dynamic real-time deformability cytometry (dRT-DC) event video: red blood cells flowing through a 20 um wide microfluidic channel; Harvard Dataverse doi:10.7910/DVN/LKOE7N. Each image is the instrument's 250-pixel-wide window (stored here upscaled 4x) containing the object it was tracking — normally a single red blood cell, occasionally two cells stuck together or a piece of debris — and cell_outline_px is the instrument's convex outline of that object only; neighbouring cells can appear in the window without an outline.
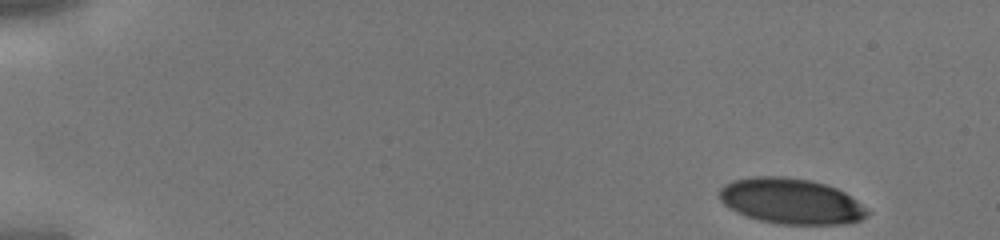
{"species": "human", "species_latin": "Homo sapiens", "temperature_condition": "cold", "stored_images_in_passage": 41, "camera_frame_rate_fps": 3000, "um_per_image_px": 0.085, "donor": {"sex": "male"}, "frame": {"image": 1, "passage_image": 1, "time_ms": 0.0, "image_size_px": [1000, 240], "cell_outline_px": [[872, 212], [860, 220], [848, 224], [780, 224], [760, 220], [736, 212], [728, 208], [720, 200], [720, 188], [724, 184], [732, 180], [752, 176], [784, 176], [812, 180], [836, 188], [844, 192], [856, 200]], "centroid_in_image_um": [67.24, 17.09], "position_along_channel_um": 17.8, "area_um2": 39.48}}
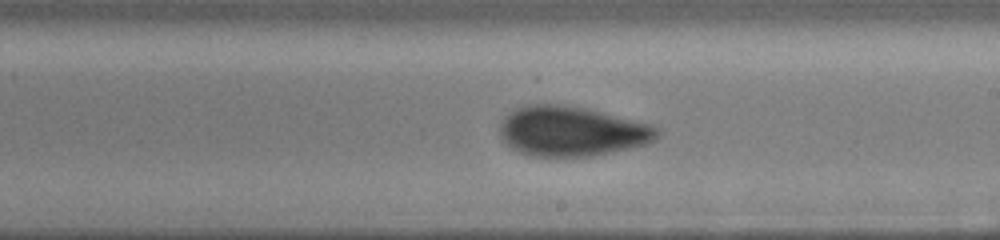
{"frame": {"image": 2, "passage_image": 24, "time_ms": 7.667, "image_size_px": [1000, 240], "cell_outline_px": [[660, 136], [656, 140], [648, 144], [632, 148], [592, 156], [528, 156], [512, 148], [500, 136], [500, 120], [512, 108], [524, 104], [560, 104], [584, 108], [652, 124], [660, 128]], "centroid_in_image_um": [48.6, 11.15], "position_along_channel_um": 240.4, "area_um2": 46.24}}
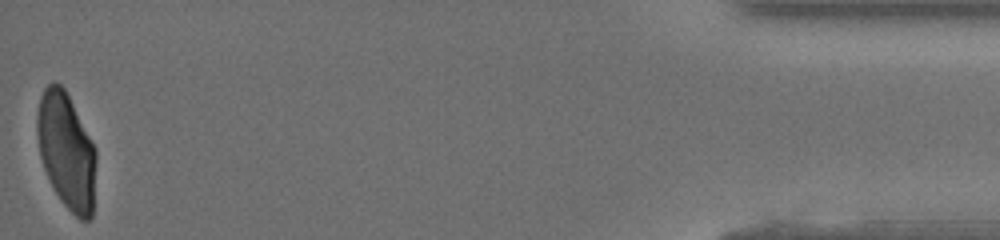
{"frame": {"image": 3, "passage_image": 41, "time_ms": 13.333, "image_size_px": [1000, 240], "cell_outline_px": [[96, 160], [92, 216], [88, 220], [80, 220], [60, 200], [44, 168], [40, 156], [36, 132], [36, 116], [40, 96], [44, 88], [52, 80], [56, 80], [64, 88], [96, 148]], "centroid_in_image_um": [5.63, 12.79], "position_along_channel_um": 429.6, "area_um2": 39.88}}